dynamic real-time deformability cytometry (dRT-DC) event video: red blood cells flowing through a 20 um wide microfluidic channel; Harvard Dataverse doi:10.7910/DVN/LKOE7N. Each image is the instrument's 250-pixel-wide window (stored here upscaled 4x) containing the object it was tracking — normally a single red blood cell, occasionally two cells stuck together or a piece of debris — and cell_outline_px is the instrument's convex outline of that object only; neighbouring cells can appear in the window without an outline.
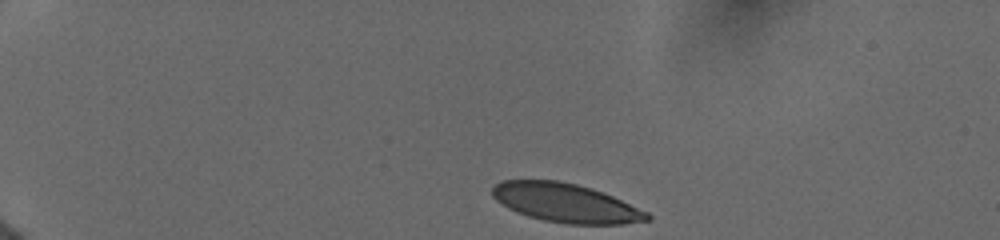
{"species": "human", "species_latin": "Homo sapiens", "temperature_condition": "cold", "stored_images_in_passage": 23, "camera_frame_rate_fps": 3000, "um_per_image_px": 0.085, "donor": {"sex": "female"}, "frame": {"image": 1, "passage_image": 1, "time_ms": 0.0, "image_size_px": [1000, 240], "cell_outline_px": [[652, 220], [624, 224], [564, 224], [544, 220], [528, 216], [516, 212], [508, 208], [496, 200], [492, 196], [492, 188], [500, 180], [560, 180], [592, 188], [604, 192], [648, 212], [652, 216]], "centroid_in_image_um": [48.1, 17.25], "position_along_channel_um": 36.9, "area_um2": 35.32}}
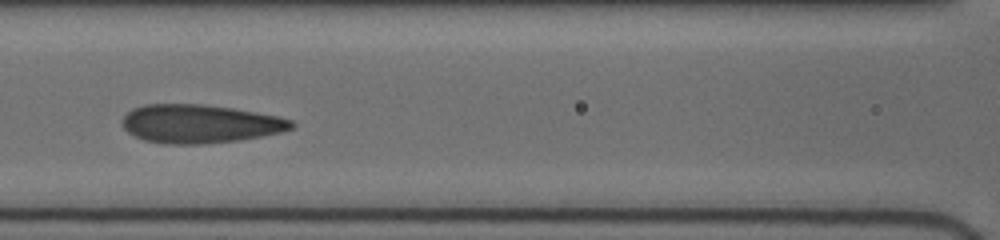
{"frame": {"image": 2, "passage_image": 17, "time_ms": 5.0, "image_size_px": [1000, 240], "cell_outline_px": [[296, 124], [292, 128], [280, 132], [240, 140], [204, 144], [164, 144], [144, 140], [128, 132], [124, 128], [124, 116], [132, 108], [144, 104], [204, 104], [232, 108], [280, 116], [292, 120]], "centroid_in_image_um": [17.01, 10.52], "position_along_channel_um": 149.6, "area_um2": 37.97}}
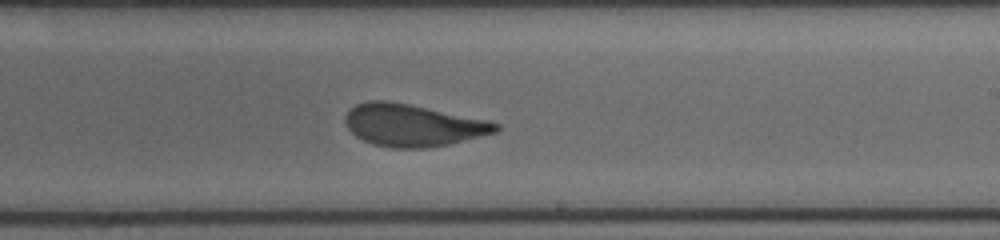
{"frame": {"image": 3, "passage_image": 23, "time_ms": 7.667, "image_size_px": [1000, 240], "cell_outline_px": [[500, 128], [496, 132], [448, 144], [428, 148], [392, 148], [372, 144], [356, 136], [348, 128], [344, 120], [348, 112], [356, 104], [368, 100], [388, 100], [488, 120], [500, 124]], "centroid_in_image_um": [35.07, 10.64], "position_along_channel_um": 253.9, "area_um2": 36.76}}